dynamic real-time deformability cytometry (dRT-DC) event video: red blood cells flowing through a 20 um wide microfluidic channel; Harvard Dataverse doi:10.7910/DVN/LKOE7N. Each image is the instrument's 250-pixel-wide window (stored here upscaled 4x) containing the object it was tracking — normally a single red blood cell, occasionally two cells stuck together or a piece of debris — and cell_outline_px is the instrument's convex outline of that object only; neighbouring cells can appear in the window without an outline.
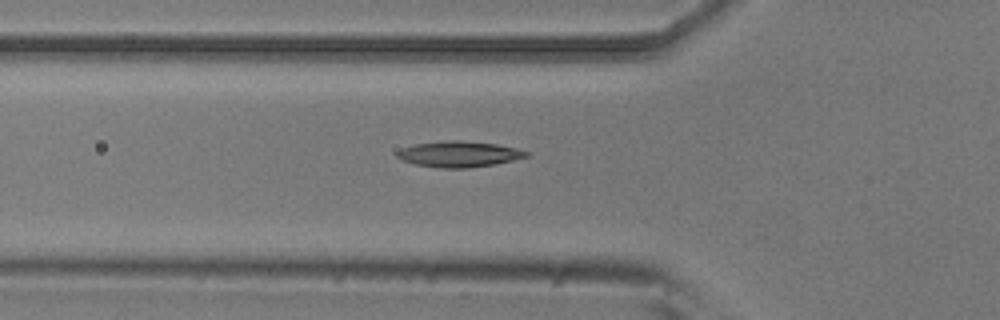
{"species": "common noctule bat (a hibernating species)", "species_latin": "Nyctalus noctula", "temperature_condition": "room temperature", "stored_images_in_passage": 11, "camera_frame_rate_fps": 3000, "um_per_image_px": 0.085, "animal": {"sex": "male", "body_mass_g": 20.5, "forearm_length_mm": 52.5}, "frame": {"image": 1, "passage_image": 4, "time_ms": 1.0, "image_size_px": [1000, 320], "cell_outline_px": [[528, 156], [512, 160], [492, 164], [468, 168], [440, 168], [416, 164], [404, 160], [396, 156], [396, 152], [400, 148], [416, 144], [444, 140], [460, 140], [496, 144], [516, 148], [528, 152]], "centroid_in_image_um": [38.98, 13.09], "position_along_channel_um": 86.8, "area_um2": 19.25}}
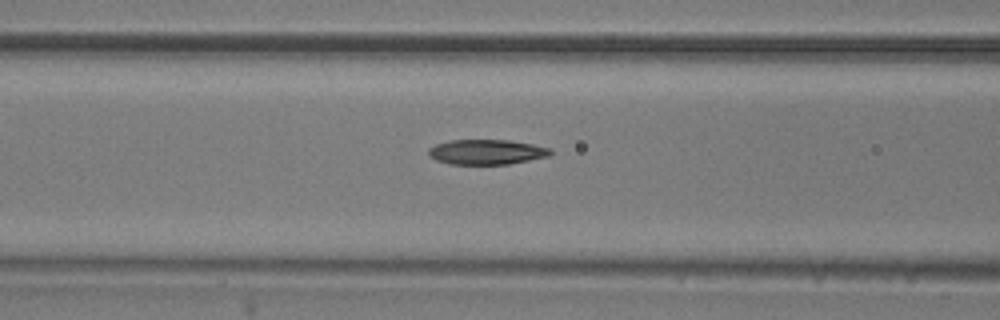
{"frame": {"image": 2, "passage_image": 7, "time_ms": 2.0, "image_size_px": [1000, 320], "cell_outline_px": [[552, 152], [548, 156], [508, 164], [448, 164], [436, 160], [428, 156], [428, 148], [436, 144], [448, 140], [508, 140], [532, 144], [552, 148]], "centroid_in_image_um": [41.32, 12.91], "position_along_channel_um": 125.3, "area_um2": 17.8}}